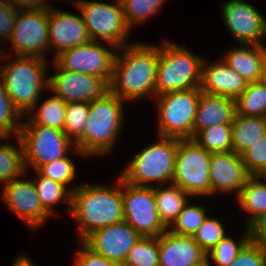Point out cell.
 <instances>
[{
  "instance_id": "43",
  "label": "cell",
  "mask_w": 266,
  "mask_h": 266,
  "mask_svg": "<svg viewBox=\"0 0 266 266\" xmlns=\"http://www.w3.org/2000/svg\"><path fill=\"white\" fill-rule=\"evenodd\" d=\"M81 249L77 252L74 263L75 266H111L113 261L95 253L83 241Z\"/></svg>"
},
{
  "instance_id": "28",
  "label": "cell",
  "mask_w": 266,
  "mask_h": 266,
  "mask_svg": "<svg viewBox=\"0 0 266 266\" xmlns=\"http://www.w3.org/2000/svg\"><path fill=\"white\" fill-rule=\"evenodd\" d=\"M35 172L37 177L33 183L43 209L52 216L55 213L52 206L64 202L69 206L68 209L71 210L72 192L74 189H66V186L61 183L42 176L37 170Z\"/></svg>"
},
{
  "instance_id": "17",
  "label": "cell",
  "mask_w": 266,
  "mask_h": 266,
  "mask_svg": "<svg viewBox=\"0 0 266 266\" xmlns=\"http://www.w3.org/2000/svg\"><path fill=\"white\" fill-rule=\"evenodd\" d=\"M141 238L126 221H122L94 231L83 242L110 261L125 262L128 252Z\"/></svg>"
},
{
  "instance_id": "49",
  "label": "cell",
  "mask_w": 266,
  "mask_h": 266,
  "mask_svg": "<svg viewBox=\"0 0 266 266\" xmlns=\"http://www.w3.org/2000/svg\"><path fill=\"white\" fill-rule=\"evenodd\" d=\"M2 53L4 54L3 50H0V60H1V61H2V60H3V61H4V60H5V61H8L9 58H10L9 56H11V55H7L6 53H5V55H3ZM6 59H8V60H6Z\"/></svg>"
},
{
  "instance_id": "50",
  "label": "cell",
  "mask_w": 266,
  "mask_h": 266,
  "mask_svg": "<svg viewBox=\"0 0 266 266\" xmlns=\"http://www.w3.org/2000/svg\"><path fill=\"white\" fill-rule=\"evenodd\" d=\"M111 266H127L124 262H113Z\"/></svg>"
},
{
  "instance_id": "27",
  "label": "cell",
  "mask_w": 266,
  "mask_h": 266,
  "mask_svg": "<svg viewBox=\"0 0 266 266\" xmlns=\"http://www.w3.org/2000/svg\"><path fill=\"white\" fill-rule=\"evenodd\" d=\"M67 103L53 94L52 97L37 107V104L28 112L29 119L23 124H42L63 131L66 117ZM32 114V115H31ZM29 120V121H28Z\"/></svg>"
},
{
  "instance_id": "29",
  "label": "cell",
  "mask_w": 266,
  "mask_h": 266,
  "mask_svg": "<svg viewBox=\"0 0 266 266\" xmlns=\"http://www.w3.org/2000/svg\"><path fill=\"white\" fill-rule=\"evenodd\" d=\"M16 138L18 146L9 142L0 145V183L3 182L4 185L28 173L24 163L23 144L19 136Z\"/></svg>"
},
{
  "instance_id": "3",
  "label": "cell",
  "mask_w": 266,
  "mask_h": 266,
  "mask_svg": "<svg viewBox=\"0 0 266 266\" xmlns=\"http://www.w3.org/2000/svg\"><path fill=\"white\" fill-rule=\"evenodd\" d=\"M15 57L0 67V79L15 107L26 118L28 112L38 105L42 90L48 89V63L37 57Z\"/></svg>"
},
{
  "instance_id": "23",
  "label": "cell",
  "mask_w": 266,
  "mask_h": 266,
  "mask_svg": "<svg viewBox=\"0 0 266 266\" xmlns=\"http://www.w3.org/2000/svg\"><path fill=\"white\" fill-rule=\"evenodd\" d=\"M222 60L237 71L247 83L258 82L266 63L265 45L242 44L228 50Z\"/></svg>"
},
{
  "instance_id": "7",
  "label": "cell",
  "mask_w": 266,
  "mask_h": 266,
  "mask_svg": "<svg viewBox=\"0 0 266 266\" xmlns=\"http://www.w3.org/2000/svg\"><path fill=\"white\" fill-rule=\"evenodd\" d=\"M201 88L174 91L156 96L159 136L179 140L193 138Z\"/></svg>"
},
{
  "instance_id": "12",
  "label": "cell",
  "mask_w": 266,
  "mask_h": 266,
  "mask_svg": "<svg viewBox=\"0 0 266 266\" xmlns=\"http://www.w3.org/2000/svg\"><path fill=\"white\" fill-rule=\"evenodd\" d=\"M8 41L13 44L15 56L46 60L44 54L50 48L48 8L18 10Z\"/></svg>"
},
{
  "instance_id": "42",
  "label": "cell",
  "mask_w": 266,
  "mask_h": 266,
  "mask_svg": "<svg viewBox=\"0 0 266 266\" xmlns=\"http://www.w3.org/2000/svg\"><path fill=\"white\" fill-rule=\"evenodd\" d=\"M18 10L7 0H0V36L6 41L11 37Z\"/></svg>"
},
{
  "instance_id": "37",
  "label": "cell",
  "mask_w": 266,
  "mask_h": 266,
  "mask_svg": "<svg viewBox=\"0 0 266 266\" xmlns=\"http://www.w3.org/2000/svg\"><path fill=\"white\" fill-rule=\"evenodd\" d=\"M206 212L204 206L187 203L169 230L179 235L193 236L207 218Z\"/></svg>"
},
{
  "instance_id": "2",
  "label": "cell",
  "mask_w": 266,
  "mask_h": 266,
  "mask_svg": "<svg viewBox=\"0 0 266 266\" xmlns=\"http://www.w3.org/2000/svg\"><path fill=\"white\" fill-rule=\"evenodd\" d=\"M116 184L73 187L70 213L79 223L80 242L100 228L124 221L121 177Z\"/></svg>"
},
{
  "instance_id": "38",
  "label": "cell",
  "mask_w": 266,
  "mask_h": 266,
  "mask_svg": "<svg viewBox=\"0 0 266 266\" xmlns=\"http://www.w3.org/2000/svg\"><path fill=\"white\" fill-rule=\"evenodd\" d=\"M226 236L223 224L218 219L210 216H207L202 225L193 235L194 240L200 245L205 253H208Z\"/></svg>"
},
{
  "instance_id": "24",
  "label": "cell",
  "mask_w": 266,
  "mask_h": 266,
  "mask_svg": "<svg viewBox=\"0 0 266 266\" xmlns=\"http://www.w3.org/2000/svg\"><path fill=\"white\" fill-rule=\"evenodd\" d=\"M265 135L266 117L236 114L232 124V151L242 155Z\"/></svg>"
},
{
  "instance_id": "39",
  "label": "cell",
  "mask_w": 266,
  "mask_h": 266,
  "mask_svg": "<svg viewBox=\"0 0 266 266\" xmlns=\"http://www.w3.org/2000/svg\"><path fill=\"white\" fill-rule=\"evenodd\" d=\"M75 164L71 157H62L55 161L41 165L37 171L45 177L66 186L76 179Z\"/></svg>"
},
{
  "instance_id": "51",
  "label": "cell",
  "mask_w": 266,
  "mask_h": 266,
  "mask_svg": "<svg viewBox=\"0 0 266 266\" xmlns=\"http://www.w3.org/2000/svg\"><path fill=\"white\" fill-rule=\"evenodd\" d=\"M197 266H209L208 262L205 260L202 264H199Z\"/></svg>"
},
{
  "instance_id": "14",
  "label": "cell",
  "mask_w": 266,
  "mask_h": 266,
  "mask_svg": "<svg viewBox=\"0 0 266 266\" xmlns=\"http://www.w3.org/2000/svg\"><path fill=\"white\" fill-rule=\"evenodd\" d=\"M223 20L230 34L241 44L263 45L266 18L244 0H230L222 5Z\"/></svg>"
},
{
  "instance_id": "20",
  "label": "cell",
  "mask_w": 266,
  "mask_h": 266,
  "mask_svg": "<svg viewBox=\"0 0 266 266\" xmlns=\"http://www.w3.org/2000/svg\"><path fill=\"white\" fill-rule=\"evenodd\" d=\"M159 266H197L206 260V253L193 236L179 235L167 229L158 237Z\"/></svg>"
},
{
  "instance_id": "18",
  "label": "cell",
  "mask_w": 266,
  "mask_h": 266,
  "mask_svg": "<svg viewBox=\"0 0 266 266\" xmlns=\"http://www.w3.org/2000/svg\"><path fill=\"white\" fill-rule=\"evenodd\" d=\"M210 195L234 192L236 197L251 175L241 155L234 151L212 153L210 160Z\"/></svg>"
},
{
  "instance_id": "25",
  "label": "cell",
  "mask_w": 266,
  "mask_h": 266,
  "mask_svg": "<svg viewBox=\"0 0 266 266\" xmlns=\"http://www.w3.org/2000/svg\"><path fill=\"white\" fill-rule=\"evenodd\" d=\"M161 185H154V195L160 220L164 226L169 229L176 221L183 207L189 202L186 191L182 190L178 185L168 184L164 189H160Z\"/></svg>"
},
{
  "instance_id": "21",
  "label": "cell",
  "mask_w": 266,
  "mask_h": 266,
  "mask_svg": "<svg viewBox=\"0 0 266 266\" xmlns=\"http://www.w3.org/2000/svg\"><path fill=\"white\" fill-rule=\"evenodd\" d=\"M206 65L203 60L201 91L236 100L246 89L247 81L223 60Z\"/></svg>"
},
{
  "instance_id": "9",
  "label": "cell",
  "mask_w": 266,
  "mask_h": 266,
  "mask_svg": "<svg viewBox=\"0 0 266 266\" xmlns=\"http://www.w3.org/2000/svg\"><path fill=\"white\" fill-rule=\"evenodd\" d=\"M19 137L26 170L29 165L37 170L41 165L66 157L70 150L83 155L64 131L42 124H22Z\"/></svg>"
},
{
  "instance_id": "6",
  "label": "cell",
  "mask_w": 266,
  "mask_h": 266,
  "mask_svg": "<svg viewBox=\"0 0 266 266\" xmlns=\"http://www.w3.org/2000/svg\"><path fill=\"white\" fill-rule=\"evenodd\" d=\"M159 141L138 153L122 170L120 177L135 186H153L152 182L170 184L175 172L179 139L159 136Z\"/></svg>"
},
{
  "instance_id": "4",
  "label": "cell",
  "mask_w": 266,
  "mask_h": 266,
  "mask_svg": "<svg viewBox=\"0 0 266 266\" xmlns=\"http://www.w3.org/2000/svg\"><path fill=\"white\" fill-rule=\"evenodd\" d=\"M124 101L110 90L89 103L83 129V156L111 152L123 125Z\"/></svg>"
},
{
  "instance_id": "8",
  "label": "cell",
  "mask_w": 266,
  "mask_h": 266,
  "mask_svg": "<svg viewBox=\"0 0 266 266\" xmlns=\"http://www.w3.org/2000/svg\"><path fill=\"white\" fill-rule=\"evenodd\" d=\"M74 2L82 13L91 41L102 40L108 44L107 47L117 50L127 45L125 39L131 29L126 23L120 0H116L115 4L84 0Z\"/></svg>"
},
{
  "instance_id": "35",
  "label": "cell",
  "mask_w": 266,
  "mask_h": 266,
  "mask_svg": "<svg viewBox=\"0 0 266 266\" xmlns=\"http://www.w3.org/2000/svg\"><path fill=\"white\" fill-rule=\"evenodd\" d=\"M158 237H142L128 252L127 266H159Z\"/></svg>"
},
{
  "instance_id": "19",
  "label": "cell",
  "mask_w": 266,
  "mask_h": 266,
  "mask_svg": "<svg viewBox=\"0 0 266 266\" xmlns=\"http://www.w3.org/2000/svg\"><path fill=\"white\" fill-rule=\"evenodd\" d=\"M48 25L50 48H55V56L73 47L87 44L91 41L87 27L81 16L62 12L48 7Z\"/></svg>"
},
{
  "instance_id": "48",
  "label": "cell",
  "mask_w": 266,
  "mask_h": 266,
  "mask_svg": "<svg viewBox=\"0 0 266 266\" xmlns=\"http://www.w3.org/2000/svg\"><path fill=\"white\" fill-rule=\"evenodd\" d=\"M257 177L264 180L263 182L266 184V169H264Z\"/></svg>"
},
{
  "instance_id": "45",
  "label": "cell",
  "mask_w": 266,
  "mask_h": 266,
  "mask_svg": "<svg viewBox=\"0 0 266 266\" xmlns=\"http://www.w3.org/2000/svg\"><path fill=\"white\" fill-rule=\"evenodd\" d=\"M12 6L19 10L41 9L50 7L47 0H7Z\"/></svg>"
},
{
  "instance_id": "46",
  "label": "cell",
  "mask_w": 266,
  "mask_h": 266,
  "mask_svg": "<svg viewBox=\"0 0 266 266\" xmlns=\"http://www.w3.org/2000/svg\"><path fill=\"white\" fill-rule=\"evenodd\" d=\"M21 254L22 255L19 254V257L15 259L13 266H35V264H33V261H31V259L27 255H25V253Z\"/></svg>"
},
{
  "instance_id": "47",
  "label": "cell",
  "mask_w": 266,
  "mask_h": 266,
  "mask_svg": "<svg viewBox=\"0 0 266 266\" xmlns=\"http://www.w3.org/2000/svg\"><path fill=\"white\" fill-rule=\"evenodd\" d=\"M258 82L266 89V63L263 66V70H262V73L260 75V79Z\"/></svg>"
},
{
  "instance_id": "30",
  "label": "cell",
  "mask_w": 266,
  "mask_h": 266,
  "mask_svg": "<svg viewBox=\"0 0 266 266\" xmlns=\"http://www.w3.org/2000/svg\"><path fill=\"white\" fill-rule=\"evenodd\" d=\"M89 103L69 102L66 106V117L63 131L83 153V129L89 116Z\"/></svg>"
},
{
  "instance_id": "31",
  "label": "cell",
  "mask_w": 266,
  "mask_h": 266,
  "mask_svg": "<svg viewBox=\"0 0 266 266\" xmlns=\"http://www.w3.org/2000/svg\"><path fill=\"white\" fill-rule=\"evenodd\" d=\"M192 139L210 153L232 151V125L207 127Z\"/></svg>"
},
{
  "instance_id": "44",
  "label": "cell",
  "mask_w": 266,
  "mask_h": 266,
  "mask_svg": "<svg viewBox=\"0 0 266 266\" xmlns=\"http://www.w3.org/2000/svg\"><path fill=\"white\" fill-rule=\"evenodd\" d=\"M246 229L250 242L266 248V212L255 218Z\"/></svg>"
},
{
  "instance_id": "22",
  "label": "cell",
  "mask_w": 266,
  "mask_h": 266,
  "mask_svg": "<svg viewBox=\"0 0 266 266\" xmlns=\"http://www.w3.org/2000/svg\"><path fill=\"white\" fill-rule=\"evenodd\" d=\"M236 115V100L201 91L193 124V137L215 125H232Z\"/></svg>"
},
{
  "instance_id": "41",
  "label": "cell",
  "mask_w": 266,
  "mask_h": 266,
  "mask_svg": "<svg viewBox=\"0 0 266 266\" xmlns=\"http://www.w3.org/2000/svg\"><path fill=\"white\" fill-rule=\"evenodd\" d=\"M230 266H266V248L249 241Z\"/></svg>"
},
{
  "instance_id": "40",
  "label": "cell",
  "mask_w": 266,
  "mask_h": 266,
  "mask_svg": "<svg viewBox=\"0 0 266 266\" xmlns=\"http://www.w3.org/2000/svg\"><path fill=\"white\" fill-rule=\"evenodd\" d=\"M243 163L251 176H258L266 169V135L242 155Z\"/></svg>"
},
{
  "instance_id": "5",
  "label": "cell",
  "mask_w": 266,
  "mask_h": 266,
  "mask_svg": "<svg viewBox=\"0 0 266 266\" xmlns=\"http://www.w3.org/2000/svg\"><path fill=\"white\" fill-rule=\"evenodd\" d=\"M201 56L185 47L166 41L159 45V62L156 74V96L166 93L200 88L202 83Z\"/></svg>"
},
{
  "instance_id": "1",
  "label": "cell",
  "mask_w": 266,
  "mask_h": 266,
  "mask_svg": "<svg viewBox=\"0 0 266 266\" xmlns=\"http://www.w3.org/2000/svg\"><path fill=\"white\" fill-rule=\"evenodd\" d=\"M116 52L109 90L123 101L156 97L159 46L133 43Z\"/></svg>"
},
{
  "instance_id": "26",
  "label": "cell",
  "mask_w": 266,
  "mask_h": 266,
  "mask_svg": "<svg viewBox=\"0 0 266 266\" xmlns=\"http://www.w3.org/2000/svg\"><path fill=\"white\" fill-rule=\"evenodd\" d=\"M237 202L241 210L249 214L246 220L248 226L255 218L266 212V184L257 176H251L237 196Z\"/></svg>"
},
{
  "instance_id": "36",
  "label": "cell",
  "mask_w": 266,
  "mask_h": 266,
  "mask_svg": "<svg viewBox=\"0 0 266 266\" xmlns=\"http://www.w3.org/2000/svg\"><path fill=\"white\" fill-rule=\"evenodd\" d=\"M124 17L130 29L133 25L142 24L162 8L165 0H120Z\"/></svg>"
},
{
  "instance_id": "11",
  "label": "cell",
  "mask_w": 266,
  "mask_h": 266,
  "mask_svg": "<svg viewBox=\"0 0 266 266\" xmlns=\"http://www.w3.org/2000/svg\"><path fill=\"white\" fill-rule=\"evenodd\" d=\"M121 193L124 221L141 237H160L167 230L158 214L154 186H135L121 178Z\"/></svg>"
},
{
  "instance_id": "16",
  "label": "cell",
  "mask_w": 266,
  "mask_h": 266,
  "mask_svg": "<svg viewBox=\"0 0 266 266\" xmlns=\"http://www.w3.org/2000/svg\"><path fill=\"white\" fill-rule=\"evenodd\" d=\"M17 177L3 186L0 197L19 218L33 230L51 216L43 209L33 180Z\"/></svg>"
},
{
  "instance_id": "10",
  "label": "cell",
  "mask_w": 266,
  "mask_h": 266,
  "mask_svg": "<svg viewBox=\"0 0 266 266\" xmlns=\"http://www.w3.org/2000/svg\"><path fill=\"white\" fill-rule=\"evenodd\" d=\"M211 155L193 139L179 140L172 183L190 197L210 196Z\"/></svg>"
},
{
  "instance_id": "13",
  "label": "cell",
  "mask_w": 266,
  "mask_h": 266,
  "mask_svg": "<svg viewBox=\"0 0 266 266\" xmlns=\"http://www.w3.org/2000/svg\"><path fill=\"white\" fill-rule=\"evenodd\" d=\"M104 46L106 45L90 41L87 44L61 52L53 61L60 68L102 78L109 85L112 78L115 51L118 50Z\"/></svg>"
},
{
  "instance_id": "15",
  "label": "cell",
  "mask_w": 266,
  "mask_h": 266,
  "mask_svg": "<svg viewBox=\"0 0 266 266\" xmlns=\"http://www.w3.org/2000/svg\"><path fill=\"white\" fill-rule=\"evenodd\" d=\"M57 72L49 76L48 90L60 97L66 103H90L109 90V85L93 75L77 73L60 68L54 61Z\"/></svg>"
},
{
  "instance_id": "33",
  "label": "cell",
  "mask_w": 266,
  "mask_h": 266,
  "mask_svg": "<svg viewBox=\"0 0 266 266\" xmlns=\"http://www.w3.org/2000/svg\"><path fill=\"white\" fill-rule=\"evenodd\" d=\"M24 116L15 107L0 79V137H17L20 135Z\"/></svg>"
},
{
  "instance_id": "34",
  "label": "cell",
  "mask_w": 266,
  "mask_h": 266,
  "mask_svg": "<svg viewBox=\"0 0 266 266\" xmlns=\"http://www.w3.org/2000/svg\"><path fill=\"white\" fill-rule=\"evenodd\" d=\"M243 237L239 241L233 240L228 235L224 237L215 247L206 253V261L211 266L210 261L216 266H230L238 253L250 241L248 229L245 231Z\"/></svg>"
},
{
  "instance_id": "32",
  "label": "cell",
  "mask_w": 266,
  "mask_h": 266,
  "mask_svg": "<svg viewBox=\"0 0 266 266\" xmlns=\"http://www.w3.org/2000/svg\"><path fill=\"white\" fill-rule=\"evenodd\" d=\"M236 114L266 117V89L259 83H248L236 99Z\"/></svg>"
},
{
  "instance_id": "52",
  "label": "cell",
  "mask_w": 266,
  "mask_h": 266,
  "mask_svg": "<svg viewBox=\"0 0 266 266\" xmlns=\"http://www.w3.org/2000/svg\"><path fill=\"white\" fill-rule=\"evenodd\" d=\"M7 138L9 139V138H11V137H0V140H3V139L5 140V139H7Z\"/></svg>"
}]
</instances>
